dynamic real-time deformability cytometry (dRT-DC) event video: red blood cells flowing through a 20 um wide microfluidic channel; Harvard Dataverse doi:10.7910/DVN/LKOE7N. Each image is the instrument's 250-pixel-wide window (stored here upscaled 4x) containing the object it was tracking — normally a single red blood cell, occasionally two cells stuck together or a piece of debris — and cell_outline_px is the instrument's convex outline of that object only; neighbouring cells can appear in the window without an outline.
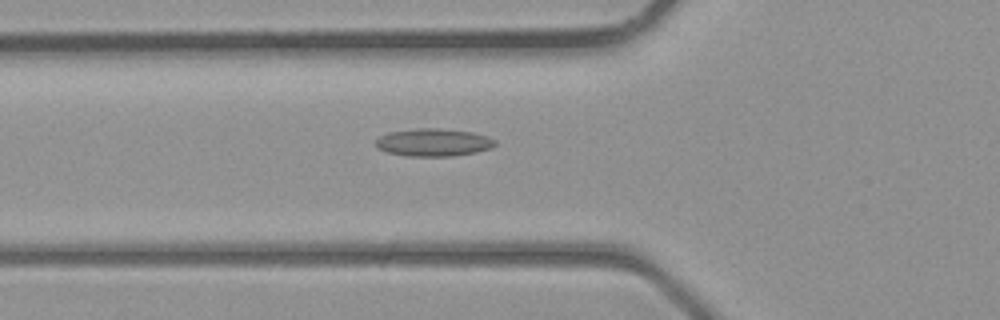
{"species": "common noctule bat (a hibernating species)", "species_latin": "Nyctalus noctula", "temperature_condition": "room temperature", "stored_images_in_passage": 41, "camera_frame_rate_fps": 3000, "um_per_image_px": 0.085, "animal": {"sex": "male", "body_mass_g": 23.1, "forearm_length_mm": 52.7}, "frame": {"image": 1, "passage_image": 15, "time_ms": 4.667, "image_size_px": [1000, 320], "cell_outline_px": [[496, 144], [492, 148], [476, 152], [452, 156], [408, 156], [388, 152], [376, 148], [376, 140], [380, 136], [388, 132], [420, 128], [440, 128], [472, 132], [488, 136], [496, 140]], "centroid_in_image_um": [36.86, 12.1], "position_along_channel_um": 88.9, "area_um2": 19.31}}
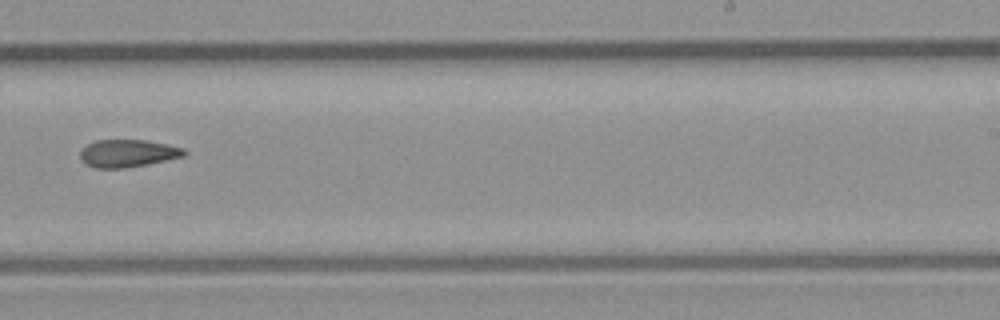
{"frame": {"image": 2, "passage_image": 26, "time_ms": 8.333, "image_size_px": [1000, 320], "cell_outline_px": [[188, 152], [184, 156], [148, 164], [124, 168], [96, 168], [84, 164], [80, 156], [80, 152], [88, 144], [96, 140], [148, 140], [168, 144], [184, 148]], "centroid_in_image_um": [10.88, 13.03], "position_along_channel_um": 278.1, "area_um2": 16.76}}
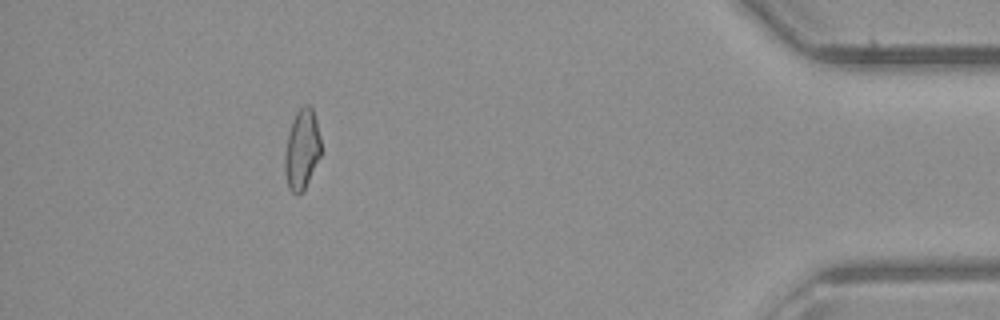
{"frame": {"image": 3, "passage_image": 37, "time_ms": 12.0, "image_size_px": [1000, 320], "cell_outline_px": [[320, 156], [304, 188], [300, 192], [292, 192], [288, 188], [284, 172], [284, 156], [288, 132], [292, 120], [296, 112], [304, 104], [308, 104], [312, 108], [316, 120], [320, 136]], "centroid_in_image_um": [25.63, 12.65], "position_along_channel_um": 409.6, "area_um2": 16.7}}